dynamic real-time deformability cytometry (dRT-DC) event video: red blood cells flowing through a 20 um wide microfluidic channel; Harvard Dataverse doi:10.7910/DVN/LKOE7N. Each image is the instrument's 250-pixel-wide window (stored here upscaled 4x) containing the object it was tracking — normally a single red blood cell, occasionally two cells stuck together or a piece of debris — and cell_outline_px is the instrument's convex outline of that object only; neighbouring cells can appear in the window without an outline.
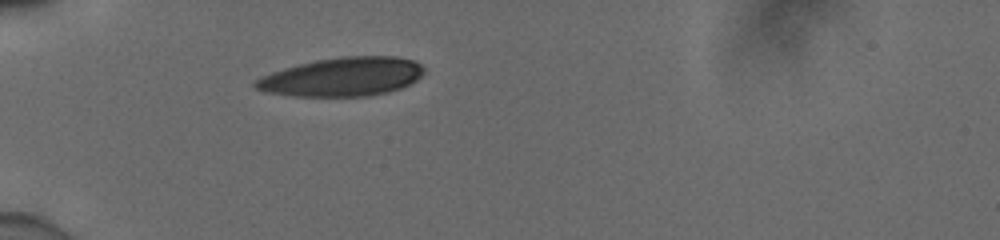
{"species": "human", "species_latin": "Homo sapiens", "temperature_condition": "cold", "stored_images_in_passage": 31, "camera_frame_rate_fps": 3000, "um_per_image_px": 0.085, "donor": {"sex": "male"}, "frame": {"image": 1, "passage_image": 1, "time_ms": 0.0, "image_size_px": [1000, 240], "cell_outline_px": [[424, 72], [416, 80], [400, 88], [388, 92], [372, 96], [292, 96], [264, 92], [256, 88], [252, 84], [260, 76], [284, 68], [316, 60], [344, 56], [396, 56], [412, 60], [420, 64], [424, 68]], "centroid_in_image_um": [29.08, 6.53], "position_along_channel_um": 55.9, "area_um2": 38.09}}
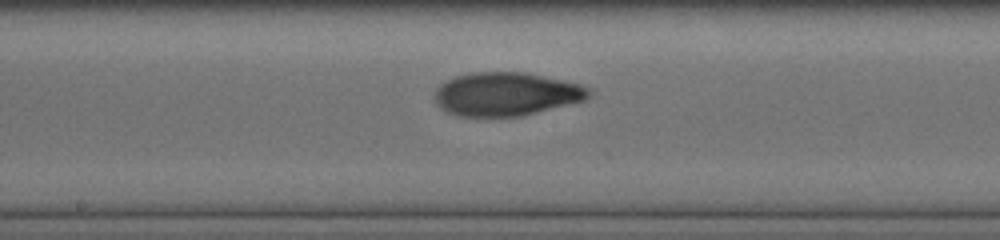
{"frame": {"image": 2, "passage_image": 14, "time_ms": 4.333, "image_size_px": [1000, 240], "cell_outline_px": [[592, 92], [584, 100], [520, 116], [460, 116], [448, 112], [440, 108], [436, 104], [432, 96], [436, 88], [440, 84], [456, 76], [472, 72], [528, 72], [580, 84], [588, 88]], "centroid_in_image_um": [42.98, 7.98], "position_along_channel_um": 205.2, "area_um2": 39.02}}
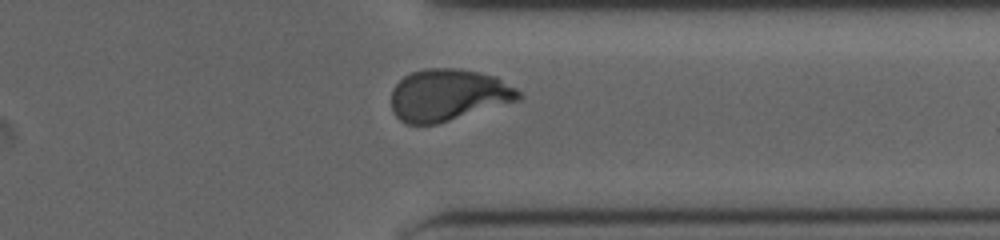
{"frame": {"image": 3, "passage_image": 27, "time_ms": 8.667, "image_size_px": [1000, 240], "cell_outline_px": [[524, 96], [520, 100], [436, 124], [408, 124], [400, 120], [392, 112], [392, 88], [404, 76], [412, 72], [424, 68], [456, 68], [480, 72], [496, 76], [516, 88]], "centroid_in_image_um": [38.11, 8.07], "position_along_channel_um": 373.3, "area_um2": 38.61}, "authors_computed_cell_mechanics": {"area_um2": 38.6104, "velocity_mm_per_s": 3.8924, "shape_relaxation_time_tau1_ms": 4.4745, "shape_relaxation_time_tau2_ms": 1.5982, "deformation_change_tau1": 0.1951, "deformation_change_tau2": 0.0644}}